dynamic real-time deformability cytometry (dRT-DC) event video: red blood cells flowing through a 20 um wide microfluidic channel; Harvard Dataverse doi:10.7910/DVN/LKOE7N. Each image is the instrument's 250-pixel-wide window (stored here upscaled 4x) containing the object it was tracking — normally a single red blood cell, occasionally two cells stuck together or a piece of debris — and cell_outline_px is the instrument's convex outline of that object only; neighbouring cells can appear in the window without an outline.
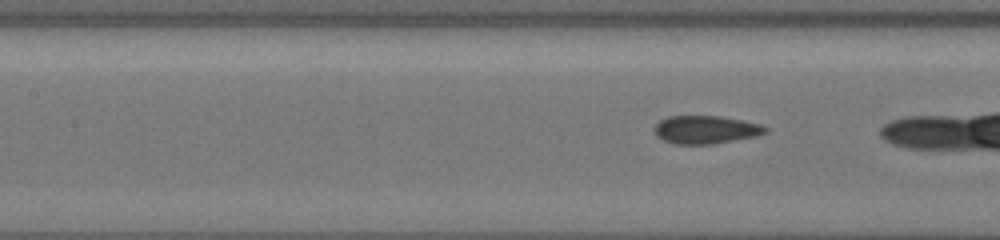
{"species": "common noctule bat (a hibernating species)", "species_latin": "Nyctalus noctula", "temperature_condition": "cold", "stored_images_in_passage": 28, "camera_frame_rate_fps": 3000, "um_per_image_px": 0.085, "animal": {"sex": "female", "body_mass_g": 19.5, "forearm_length_mm": 54.1}, "frame": {"image": 1, "passage_image": 26, "time_ms": 8.333, "image_size_px": [1000, 240], "cell_outline_px": [[768, 132], [756, 136], [712, 144], [676, 144], [664, 140], [656, 136], [652, 128], [660, 120], [668, 116], [720, 116], [744, 120], [760, 124], [768, 128]], "centroid_in_image_um": [59.98, 11.01], "position_along_channel_um": 147.4, "area_um2": 18.26}}